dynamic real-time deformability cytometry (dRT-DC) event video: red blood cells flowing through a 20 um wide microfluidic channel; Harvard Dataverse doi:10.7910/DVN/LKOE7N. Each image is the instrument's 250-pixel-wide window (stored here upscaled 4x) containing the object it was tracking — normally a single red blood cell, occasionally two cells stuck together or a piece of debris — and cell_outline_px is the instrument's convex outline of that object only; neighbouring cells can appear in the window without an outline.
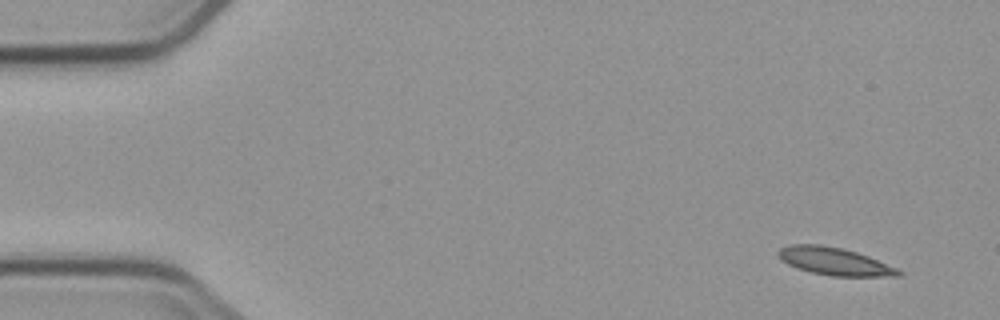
{"species": "common noctule bat (a hibernating species)", "species_latin": "Nyctalus noctula", "temperature_condition": "cold", "stored_images_in_passage": 4, "camera_frame_rate_fps": 3000, "um_per_image_px": 0.085, "animal": {"sex": "male", "body_mass_g": 23.1, "forearm_length_mm": 52.7}, "frame": {"image": 1, "passage_image": 1, "time_ms": 0.0, "image_size_px": [1000, 320], "cell_outline_px": [[904, 272], [900, 276], [832, 276], [812, 272], [796, 268], [780, 260], [776, 252], [780, 248], [788, 244], [820, 244], [844, 248], [868, 256], [896, 268]], "centroid_in_image_um": [70.88, 22.2], "position_along_channel_um": 14.1, "area_um2": 19.42}}